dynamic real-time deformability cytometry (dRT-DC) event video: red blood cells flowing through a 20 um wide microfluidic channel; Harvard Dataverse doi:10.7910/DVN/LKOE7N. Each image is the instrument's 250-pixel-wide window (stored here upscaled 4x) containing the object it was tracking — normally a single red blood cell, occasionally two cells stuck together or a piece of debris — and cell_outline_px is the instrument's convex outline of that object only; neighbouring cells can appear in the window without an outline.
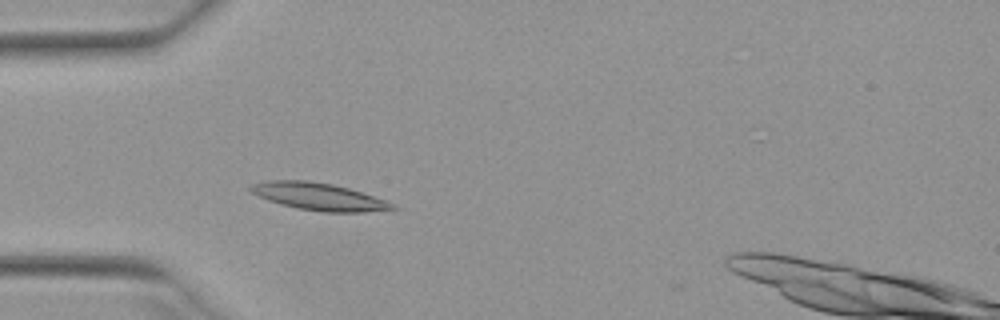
{"species": "Egyptian fruit bat (a non-hibernating species)", "species_latin": "Rousettus aegyptiacus", "temperature_condition": "warm", "stored_images_in_passage": 38, "camera_frame_rate_fps": 3000, "um_per_image_px": 0.085, "animal": {"sex": "female"}, "frame": {"image": 1, "passage_image": 1, "time_ms": 0.0, "image_size_px": [1000, 320], "cell_outline_px": [[400, 208], [364, 212], [324, 212], [296, 208], [280, 204], [268, 200], [252, 192], [248, 188], [252, 184], [268, 180], [308, 180], [332, 184], [348, 188], [388, 200], [396, 204]], "centroid_in_image_um": [27.15, 16.71], "position_along_channel_um": 57.9, "area_um2": 22.66}}
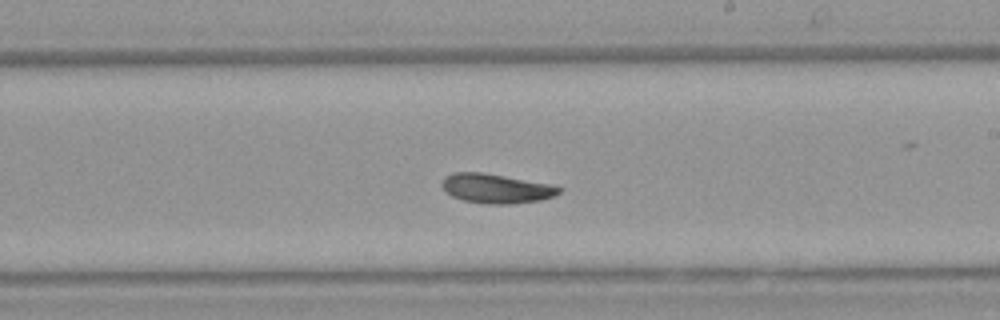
{"frame": {"image": 2, "passage_image": 16, "time_ms": 5.0, "image_size_px": [1000, 320], "cell_outline_px": [[560, 192], [552, 196], [540, 200], [512, 204], [484, 204], [464, 200], [452, 196], [444, 192], [440, 184], [444, 176], [452, 172], [480, 172], [552, 184], [560, 188]], "centroid_in_image_um": [42.1, 16.02], "position_along_channel_um": 246.9, "area_um2": 20.11}}
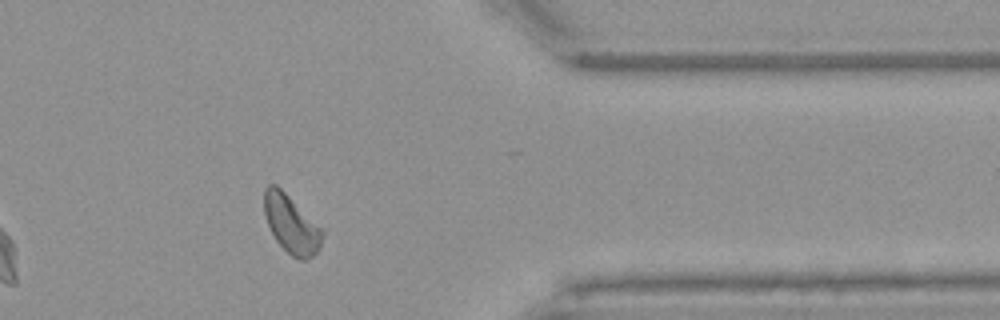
{"frame": {"image": 3, "passage_image": 28, "time_ms": 9.0, "image_size_px": [1000, 320], "cell_outline_px": [[324, 232], [320, 248], [312, 256], [304, 260], [300, 260], [292, 256], [276, 240], [268, 224], [264, 212], [264, 188], [268, 184], [276, 184], [324, 228]], "centroid_in_image_um": [24.79, 19.04], "position_along_channel_um": 386.6, "area_um2": 19.77}, "authors_computed_cell_mechanics": {"area_um2": 19.7676, "velocity_mm_per_s": 3.8963, "shape_relaxation_time_tau1_ms": 6.4505, "shape_relaxation_time_tau2_ms": 7.2698, "deformation_change_tau1": 0.1433, "deformation_change_tau2": 0.132}}